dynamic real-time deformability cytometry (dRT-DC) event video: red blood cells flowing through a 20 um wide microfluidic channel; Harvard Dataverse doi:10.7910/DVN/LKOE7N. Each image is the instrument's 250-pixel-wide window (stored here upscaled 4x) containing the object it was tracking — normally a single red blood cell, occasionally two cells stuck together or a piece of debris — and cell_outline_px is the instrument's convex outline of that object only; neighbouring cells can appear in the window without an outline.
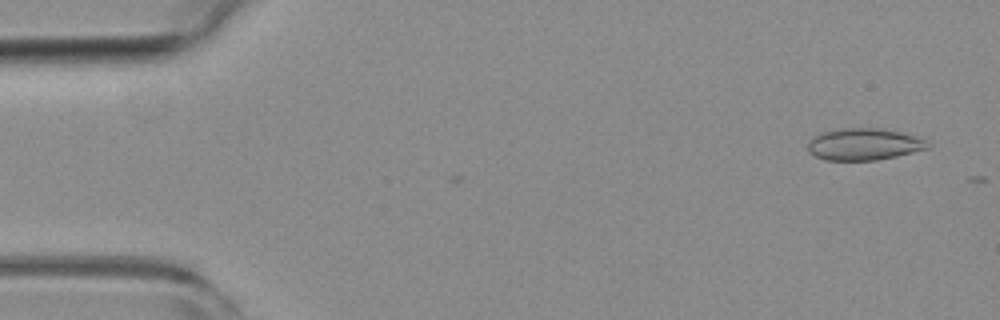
{"species": "common noctule bat (a hibernating species)", "species_latin": "Nyctalus noctula", "temperature_condition": "room temperature", "stored_images_in_passage": 4, "camera_frame_rate_fps": 3000, "um_per_image_px": 0.085, "animal": {"sex": "female", "body_mass_g": 19.3, "forearm_length_mm": 54.1}, "frame": {"image": 1, "passage_image": 1, "time_ms": 0.0, "image_size_px": [1000, 320], "cell_outline_px": [[932, 144], [928, 148], [896, 156], [876, 160], [824, 160], [808, 152], [808, 140], [812, 136], [820, 132], [840, 128], [880, 128], [900, 132], [928, 140]], "centroid_in_image_um": [73.41, 12.25], "position_along_channel_um": 11.6, "area_um2": 22.43}}